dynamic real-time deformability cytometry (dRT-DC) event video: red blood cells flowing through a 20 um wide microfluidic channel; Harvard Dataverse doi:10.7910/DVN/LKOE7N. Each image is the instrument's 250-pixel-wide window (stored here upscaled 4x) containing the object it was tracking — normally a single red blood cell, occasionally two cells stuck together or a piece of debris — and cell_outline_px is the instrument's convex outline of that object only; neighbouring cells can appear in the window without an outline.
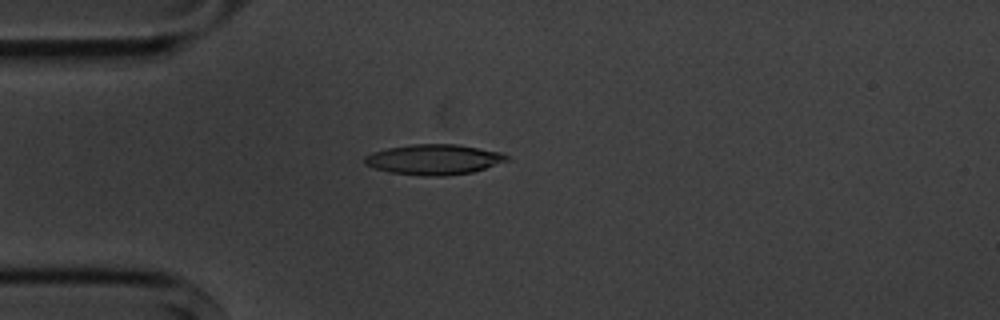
{"species": "common noctule bat (a hibernating species)", "species_latin": "Nyctalus noctula", "temperature_condition": "cold", "stored_images_in_passage": 4, "camera_frame_rate_fps": 3000, "um_per_image_px": 0.085, "animal": {"sex": "male", "body_mass_g": 20.1, "forearm_length_mm": 53.5}, "frame": {"image": 1, "passage_image": 4, "time_ms": 3.333, "image_size_px": [1000, 320], "cell_outline_px": [[508, 160], [472, 172], [444, 176], [424, 176], [388, 172], [372, 168], [364, 164], [364, 156], [372, 152], [388, 148], [412, 144], [460, 144], [500, 152], [508, 156]], "centroid_in_image_um": [36.83, 13.55], "position_along_channel_um": 48.2, "area_um2": 25.14}}